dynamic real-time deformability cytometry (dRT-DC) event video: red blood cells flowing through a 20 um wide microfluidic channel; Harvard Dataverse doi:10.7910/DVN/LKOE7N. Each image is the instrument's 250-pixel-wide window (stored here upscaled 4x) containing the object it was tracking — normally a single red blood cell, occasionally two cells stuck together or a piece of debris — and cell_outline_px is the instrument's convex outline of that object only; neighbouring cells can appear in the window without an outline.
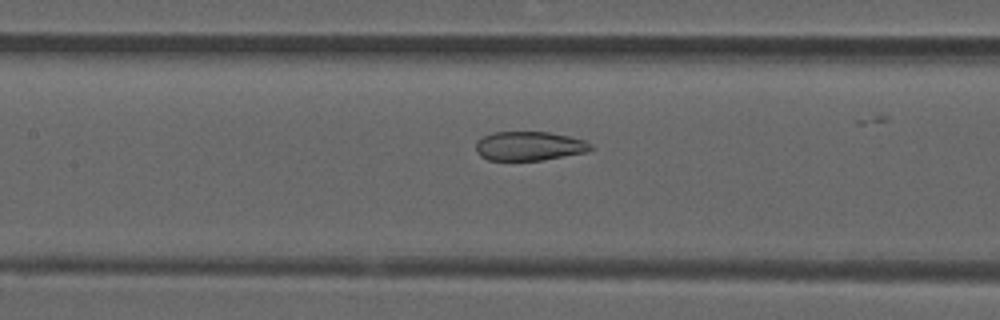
{"species": "common noctule bat (a hibernating species)", "species_latin": "Nyctalus noctula", "temperature_condition": "room temperature", "stored_images_in_passage": 41, "camera_frame_rate_fps": 3000, "um_per_image_px": 0.085, "animal": {"sex": "male", "forearm_length_mm": 52.5}, "frame": {"image": 1, "passage_image": 24, "time_ms": 7.667, "image_size_px": [1000, 320], "cell_outline_px": [[592, 148], [588, 152], [544, 160], [488, 160], [480, 156], [476, 152], [476, 140], [492, 132], [548, 132], [568, 136], [584, 140], [592, 144]], "centroid_in_image_um": [44.98, 12.42], "position_along_channel_um": 162.4, "area_um2": 19.59}}
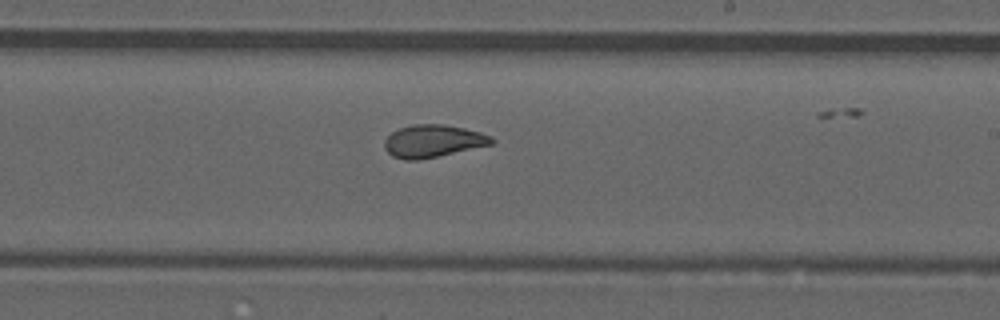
{"frame": {"image": 2, "passage_image": 31, "time_ms": 10.0, "image_size_px": [1000, 320], "cell_outline_px": [[496, 140], [492, 144], [436, 156], [416, 160], [404, 160], [392, 156], [384, 148], [384, 140], [392, 132], [400, 128], [412, 124], [444, 124], [464, 128], [480, 132], [492, 136]], "centroid_in_image_um": [36.79, 11.98], "position_along_channel_um": 252.2, "area_um2": 20.17}}
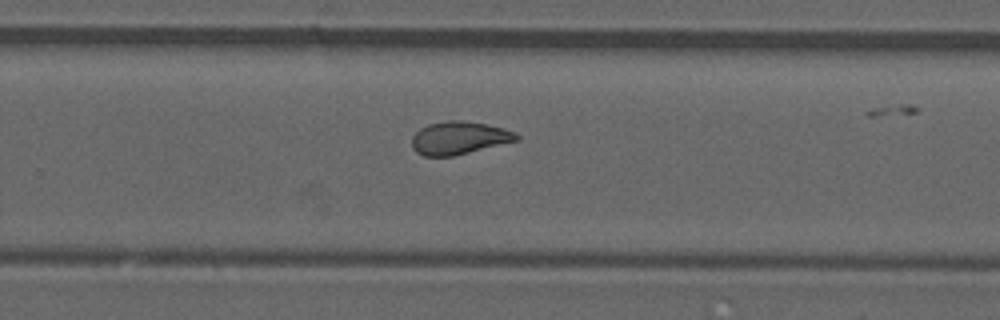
{"frame": {"image": 3, "passage_image": 34, "time_ms": 11.0, "image_size_px": [1000, 320], "cell_outline_px": [[520, 140], [452, 156], [424, 156], [416, 152], [412, 148], [412, 136], [420, 128], [428, 124], [444, 120], [460, 120], [488, 124], [504, 128], [520, 136]], "centroid_in_image_um": [39.01, 11.71], "position_along_channel_um": 290.8, "area_um2": 20.11}}